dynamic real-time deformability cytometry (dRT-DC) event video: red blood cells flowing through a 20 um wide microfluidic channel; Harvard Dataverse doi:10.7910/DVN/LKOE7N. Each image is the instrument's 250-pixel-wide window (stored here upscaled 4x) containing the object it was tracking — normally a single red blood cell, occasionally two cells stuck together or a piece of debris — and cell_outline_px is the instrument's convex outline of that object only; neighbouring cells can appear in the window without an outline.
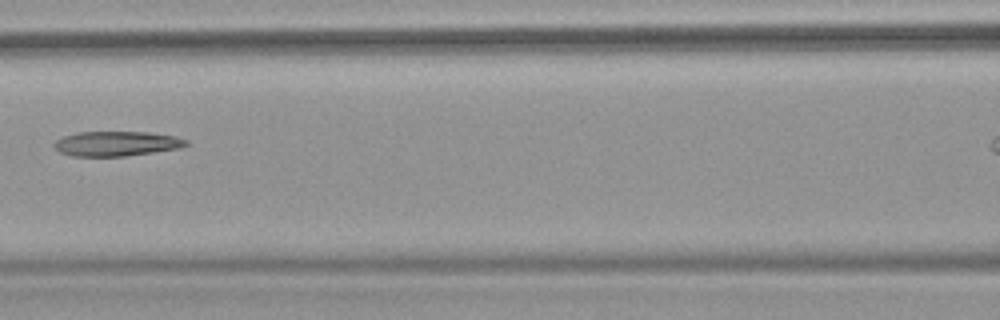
{"species": "common noctule bat (a hibernating species)", "species_latin": "Nyctalus noctula", "temperature_condition": "warm", "stored_images_in_passage": 5, "segment_of_instrument_passage": [1, 2], "camera_frame_rate_fps": 3000, "um_per_image_px": 0.085, "animal": {"sex": "female", "body_mass_g": 18.4}, "frame": {"image": 1, "passage_image": 4, "time_ms": 3.667, "image_size_px": [1000, 320], "cell_outline_px": [[192, 144], [180, 148], [124, 156], [72, 156], [60, 152], [52, 144], [56, 140], [64, 136], [76, 132], [148, 132], [176, 136], [188, 140]], "centroid_in_image_um": [9.94, 12.2], "position_along_channel_um": 156.7, "area_um2": 19.13}}